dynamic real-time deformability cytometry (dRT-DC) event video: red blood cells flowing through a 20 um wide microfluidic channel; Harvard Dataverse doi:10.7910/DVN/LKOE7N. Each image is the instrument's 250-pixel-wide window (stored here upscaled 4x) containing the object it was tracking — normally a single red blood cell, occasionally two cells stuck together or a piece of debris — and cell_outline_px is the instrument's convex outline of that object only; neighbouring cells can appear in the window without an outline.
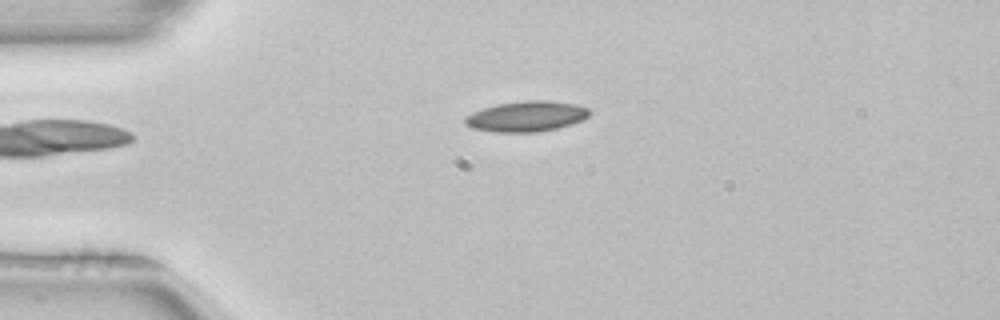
{"species": "common noctule bat (a hibernating species)", "species_latin": "Nyctalus noctula", "temperature_condition": "room temperature", "stored_images_in_passage": 4, "camera_frame_rate_fps": 3000, "um_per_image_px": 0.085, "animal": {"sex": "female", "body_mass_g": 22.7, "forearm_length_mm": 54.2}, "frame": {"image": 1, "passage_image": 4, "time_ms": 1.0, "image_size_px": [1000, 320], "cell_outline_px": [[592, 112], [588, 116], [572, 124], [540, 132], [496, 132], [472, 128], [464, 124], [464, 116], [472, 112], [484, 108], [500, 104], [528, 100], [548, 100], [576, 104], [588, 108]], "centroid_in_image_um": [44.74, 9.89], "position_along_channel_um": 40.3, "area_um2": 22.08}}